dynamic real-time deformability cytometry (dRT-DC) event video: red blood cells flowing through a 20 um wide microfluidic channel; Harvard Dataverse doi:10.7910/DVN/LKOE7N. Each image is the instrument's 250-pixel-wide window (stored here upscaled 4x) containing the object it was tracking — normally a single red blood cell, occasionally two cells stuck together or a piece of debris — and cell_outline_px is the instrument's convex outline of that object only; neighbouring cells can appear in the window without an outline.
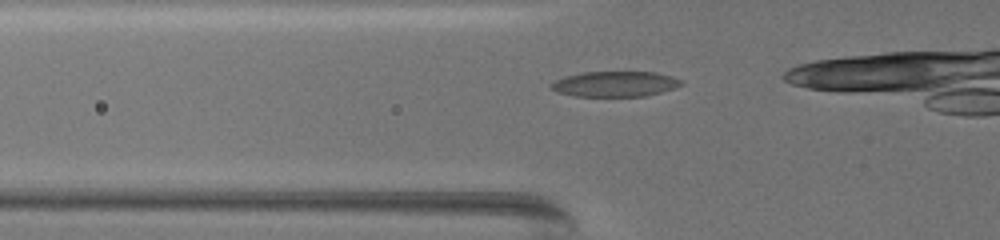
{"species": "common noctule bat (a hibernating species)", "species_latin": "Nyctalus noctula", "temperature_condition": "warm", "stored_images_in_passage": 27, "camera_frame_rate_fps": 3000, "um_per_image_px": 0.085, "animal": {"sex": "female", "body_mass_g": 19.5, "forearm_length_mm": 54.1}, "frame": {"image": 1, "passage_image": 20, "time_ms": 6.333, "image_size_px": [1000, 240], "cell_outline_px": [[684, 84], [676, 88], [644, 96], [572, 96], [556, 92], [548, 84], [564, 76], [584, 72], [656, 72], [672, 76], [684, 80]], "centroid_in_image_um": [52.3, 7.13], "position_along_channel_um": 73.5, "area_um2": 19.42}}